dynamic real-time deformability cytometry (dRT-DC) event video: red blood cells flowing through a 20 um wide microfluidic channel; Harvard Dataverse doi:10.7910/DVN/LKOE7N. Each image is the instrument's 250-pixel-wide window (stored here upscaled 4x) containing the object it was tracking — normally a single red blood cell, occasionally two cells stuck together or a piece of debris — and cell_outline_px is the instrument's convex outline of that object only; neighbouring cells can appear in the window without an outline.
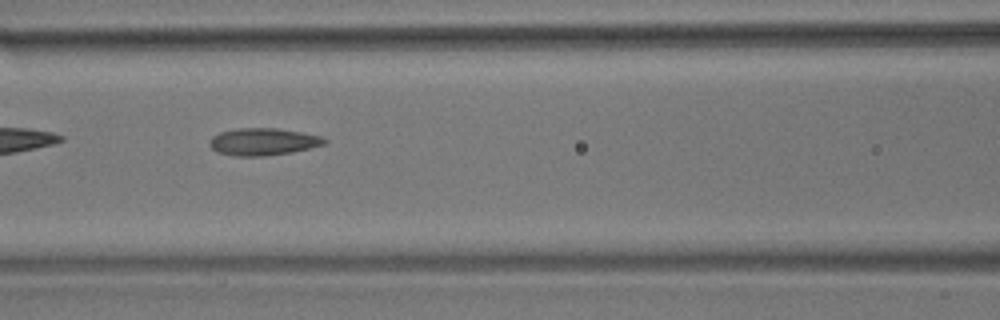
{"species": "common noctule bat (a hibernating species)", "species_latin": "Nyctalus noctula", "temperature_condition": "room temperature", "stored_images_in_passage": 55, "camera_frame_rate_fps": 3000, "um_per_image_px": 0.085, "animal": {"sex": "male", "body_mass_g": 17.9}, "frame": {"image": 1, "passage_image": 24, "time_ms": 7.667, "image_size_px": [1000, 320], "cell_outline_px": [[328, 140], [324, 144], [292, 152], [264, 156], [236, 156], [216, 152], [208, 144], [208, 140], [212, 136], [220, 132], [240, 128], [280, 128], [320, 136]], "centroid_in_image_um": [22.32, 12.04], "position_along_channel_um": 144.3, "area_um2": 18.21}, "authors_computed_cell_mechanics": {"area_um2": 17.8602, "velocity_mm_per_s": 3.656, "shape_relaxation_time_tau1_ms": 6.679, "shape_relaxation_time_tau2_ms": 2.5622, "deformation_change_tau1": 0.1545, "deformation_change_tau2": 0.1095}}